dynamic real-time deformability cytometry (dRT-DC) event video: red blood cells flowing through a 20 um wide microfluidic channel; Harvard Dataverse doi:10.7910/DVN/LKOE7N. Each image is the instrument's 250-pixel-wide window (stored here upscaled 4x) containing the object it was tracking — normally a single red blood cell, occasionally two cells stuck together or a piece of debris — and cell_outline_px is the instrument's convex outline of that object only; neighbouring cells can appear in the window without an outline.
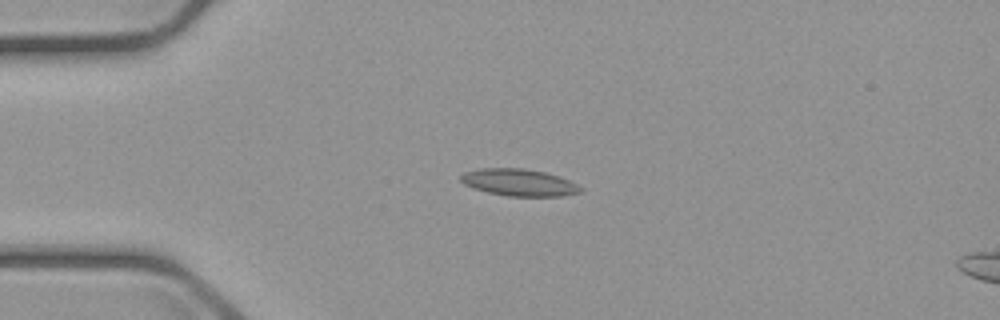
{"species": "common noctule bat (a hibernating species)", "species_latin": "Nyctalus noctula", "temperature_condition": "cold", "stored_images_in_passage": 6, "camera_frame_rate_fps": 3000, "um_per_image_px": 0.085, "animal": {"sex": "male", "body_mass_g": 23.1, "forearm_length_mm": 52.7}, "frame": {"image": 1, "passage_image": 4, "time_ms": 3.667, "image_size_px": [1000, 320], "cell_outline_px": [[584, 192], [564, 196], [508, 196], [488, 192], [472, 188], [464, 184], [460, 180], [460, 176], [464, 172], [480, 168], [524, 168], [544, 172], [560, 176], [584, 188]], "centroid_in_image_um": [44.14, 15.51], "position_along_channel_um": 40.9, "area_um2": 19.02}}